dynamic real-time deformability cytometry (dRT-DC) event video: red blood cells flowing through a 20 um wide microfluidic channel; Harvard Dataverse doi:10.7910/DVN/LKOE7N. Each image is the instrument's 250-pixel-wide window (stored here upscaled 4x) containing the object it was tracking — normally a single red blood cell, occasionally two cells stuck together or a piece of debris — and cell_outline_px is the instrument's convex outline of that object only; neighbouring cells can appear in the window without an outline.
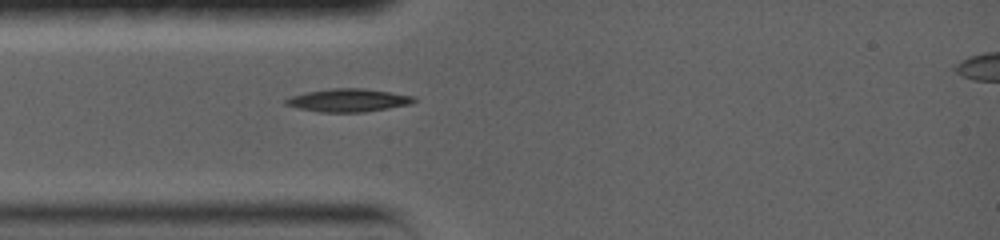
{"species": "common noctule bat (a hibernating species)", "species_latin": "Nyctalus noctula", "temperature_condition": "warm", "stored_images_in_passage": 57, "camera_frame_rate_fps": 5000, "um_per_image_px": 0.085, "animal": {"sex": "female", "body_mass_g": 19.0, "forearm_length_mm": 56.7}, "frame": {"image": 1, "passage_image": 1, "time_ms": 0.0, "image_size_px": [1000, 240], "cell_outline_px": [[416, 100], [408, 104], [388, 108], [364, 112], [320, 112], [300, 108], [284, 104], [284, 100], [292, 96], [308, 92], [332, 88], [364, 88], [416, 96]], "centroid_in_image_um": [29.62, 8.52], "position_along_channel_um": 55.4, "area_um2": 16.99}}
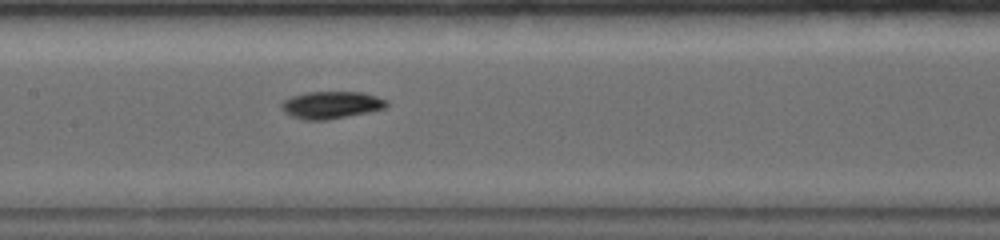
{"frame": {"image": 2, "passage_image": 16, "time_ms": 3.4, "image_size_px": [1000, 240], "cell_outline_px": [[388, 104], [384, 108], [368, 112], [328, 120], [304, 120], [292, 116], [284, 112], [280, 108], [280, 104], [284, 100], [292, 96], [308, 92], [364, 92], [388, 100]], "centroid_in_image_um": [28.14, 8.92], "position_along_channel_um": 179.3, "area_um2": 16.76}}
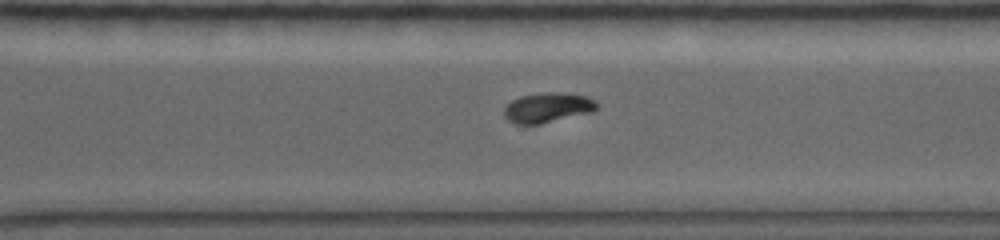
{"frame": {"image": 3, "passage_image": 34, "time_ms": 7.4, "image_size_px": [1000, 240], "cell_outline_px": [[596, 108], [592, 112], [540, 124], [516, 124], [508, 120], [504, 116], [504, 108], [512, 100], [520, 96], [552, 92], [560, 92], [588, 96], [596, 104]], "centroid_in_image_um": [46.52, 9.15], "position_along_channel_um": 324.1, "area_um2": 15.95}}